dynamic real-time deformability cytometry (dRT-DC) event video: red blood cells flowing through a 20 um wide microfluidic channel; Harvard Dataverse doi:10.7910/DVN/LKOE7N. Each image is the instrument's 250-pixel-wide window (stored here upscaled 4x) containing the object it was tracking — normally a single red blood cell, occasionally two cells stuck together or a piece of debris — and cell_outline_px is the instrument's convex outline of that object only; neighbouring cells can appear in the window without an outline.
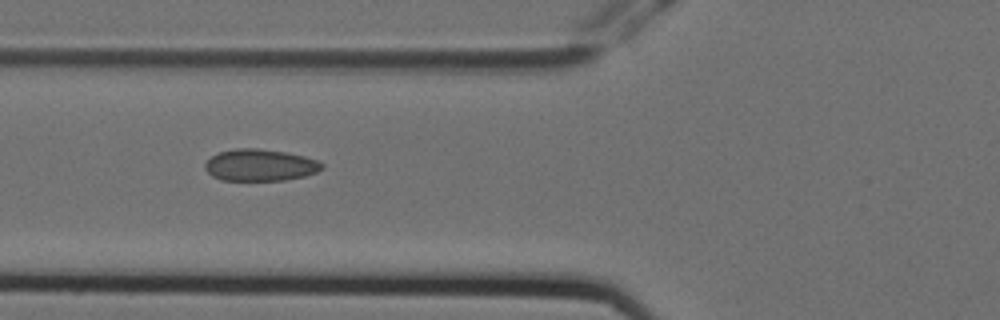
{"species": "Egyptian fruit bat (a non-hibernating species)", "species_latin": "Rousettus aegyptiacus", "temperature_condition": "cold", "stored_images_in_passage": 9, "camera_frame_rate_fps": 3000, "um_per_image_px": 0.085, "animal": {"sex": "female"}, "frame": {"image": 1, "passage_image": 6, "time_ms": 1.667, "image_size_px": [1000, 320], "cell_outline_px": [[324, 168], [316, 172], [304, 176], [284, 180], [220, 180], [212, 176], [204, 168], [204, 164], [212, 156], [220, 152], [236, 148], [256, 148], [284, 152], [304, 156], [316, 160], [324, 164]], "centroid_in_image_um": [22.1, 14.04], "position_along_channel_um": 103.7, "area_um2": 21.56}}
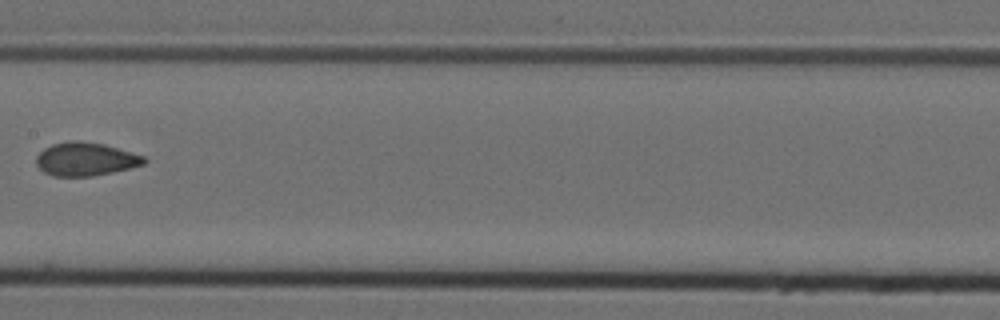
{"frame": {"image": 2, "passage_image": 8, "time_ms": 2.333, "image_size_px": [1000, 320], "cell_outline_px": [[148, 160], [144, 164], [112, 172], [92, 176], [52, 176], [44, 172], [36, 164], [36, 156], [44, 148], [52, 144], [68, 140], [80, 140], [104, 144], [144, 156]], "centroid_in_image_um": [7.25, 13.51], "position_along_channel_um": 200.2, "area_um2": 20.98}}
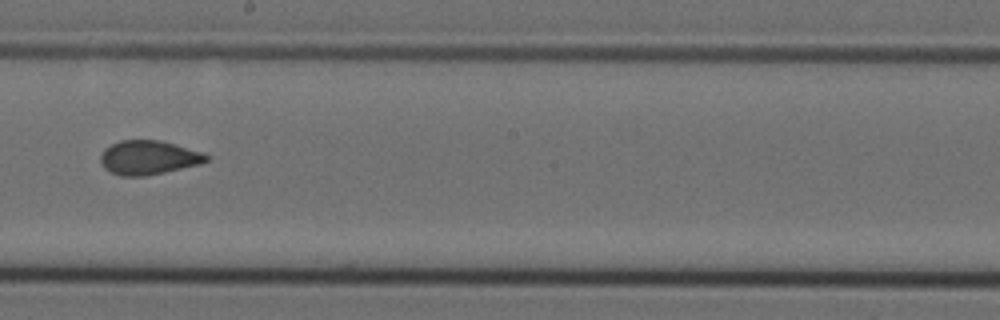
{"frame": {"image": 3, "passage_image": 9, "time_ms": 2.667, "image_size_px": [1000, 320], "cell_outline_px": [[208, 160], [200, 164], [164, 172], [144, 176], [120, 176], [104, 168], [100, 160], [100, 156], [104, 148], [120, 140], [160, 140], [204, 152], [208, 156]], "centroid_in_image_um": [12.62, 13.39], "position_along_channel_um": 235.6, "area_um2": 20.98}}